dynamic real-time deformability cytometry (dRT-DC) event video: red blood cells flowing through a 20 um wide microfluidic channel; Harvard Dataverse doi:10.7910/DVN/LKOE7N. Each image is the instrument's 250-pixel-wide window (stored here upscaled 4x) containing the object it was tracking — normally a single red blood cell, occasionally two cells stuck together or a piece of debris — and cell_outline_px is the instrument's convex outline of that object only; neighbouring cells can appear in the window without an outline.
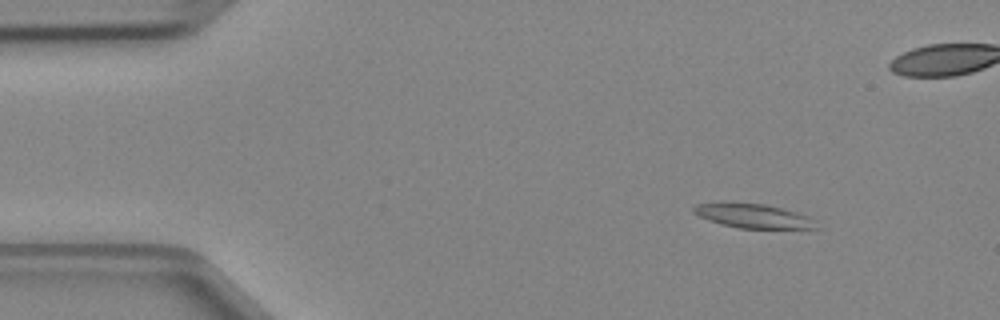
{"species": "Egyptian fruit bat (a non-hibernating species)", "species_latin": "Rousettus aegyptiacus", "temperature_condition": "cold", "stored_images_in_passage": 5, "camera_frame_rate_fps": 3000, "um_per_image_px": 0.085, "animal": {"sex": "female"}, "frame": {"image": 1, "passage_image": 2, "time_ms": 0.333, "image_size_px": [1000, 320], "cell_outline_px": [[820, 228], [736, 228], [708, 220], [692, 212], [692, 208], [696, 204], [724, 200], [764, 204], [796, 212], [808, 216], [816, 220]], "centroid_in_image_um": [63.96, 18.32], "position_along_channel_um": 21.0, "area_um2": 17.74}}